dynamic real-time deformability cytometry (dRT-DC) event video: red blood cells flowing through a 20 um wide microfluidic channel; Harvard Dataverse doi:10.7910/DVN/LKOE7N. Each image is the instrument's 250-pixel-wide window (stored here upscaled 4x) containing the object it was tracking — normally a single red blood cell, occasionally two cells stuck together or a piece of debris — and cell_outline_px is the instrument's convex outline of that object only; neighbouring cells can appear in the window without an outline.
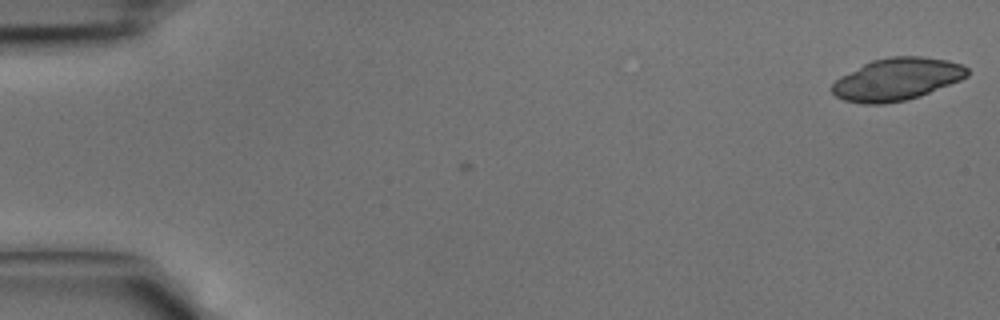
{"species": "common noctule bat (a hibernating species)", "species_latin": "Nyctalus noctula", "temperature_condition": "cold", "stored_images_in_passage": 4, "camera_frame_rate_fps": 3000, "um_per_image_px": 0.085, "animal": {"sex": "male", "body_mass_g": 15.6}, "frame": {"image": 1, "passage_image": 4, "time_ms": 1.0, "image_size_px": [1000, 320], "cell_outline_px": [[968, 76], [960, 80], [920, 96], [904, 100], [884, 104], [864, 104], [844, 100], [836, 96], [828, 88], [840, 76], [872, 60], [892, 56], [920, 56], [948, 60], [960, 64], [968, 68]], "centroid_in_image_um": [76.21, 6.74], "position_along_channel_um": 8.8, "area_um2": 33.29}}